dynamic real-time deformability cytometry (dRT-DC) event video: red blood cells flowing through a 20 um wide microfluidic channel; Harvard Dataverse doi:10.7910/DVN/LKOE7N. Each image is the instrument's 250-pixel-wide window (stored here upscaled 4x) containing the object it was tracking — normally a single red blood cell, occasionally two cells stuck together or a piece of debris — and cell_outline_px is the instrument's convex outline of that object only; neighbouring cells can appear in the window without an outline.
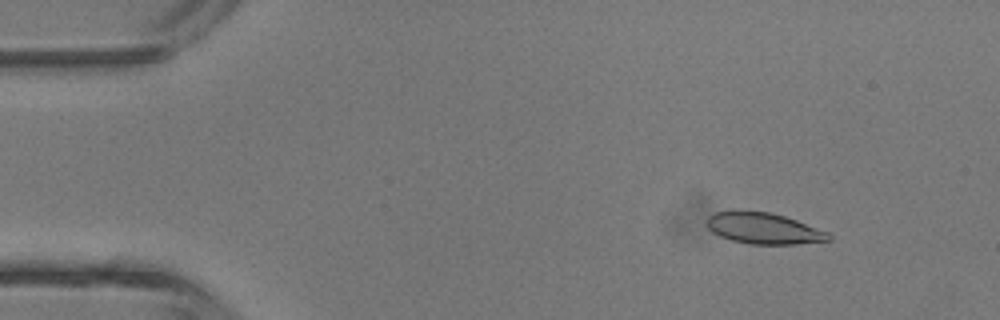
{"species": "common noctule bat (a hibernating species)", "species_latin": "Nyctalus noctula", "temperature_condition": "room temperature", "stored_images_in_passage": 3, "camera_frame_rate_fps": 3000, "um_per_image_px": 0.085, "animal": {"sex": "male", "body_mass_g": 13.3}, "frame": {"image": 1, "passage_image": 2, "time_ms": 1.0, "image_size_px": [1000, 320], "cell_outline_px": [[832, 240], [796, 244], [752, 244], [732, 240], [720, 236], [712, 232], [708, 228], [708, 216], [716, 212], [732, 208], [740, 208], [772, 212], [796, 220], [828, 232], [832, 236]], "centroid_in_image_um": [64.88, 19.37], "position_along_channel_um": 20.1, "area_um2": 22.6}}